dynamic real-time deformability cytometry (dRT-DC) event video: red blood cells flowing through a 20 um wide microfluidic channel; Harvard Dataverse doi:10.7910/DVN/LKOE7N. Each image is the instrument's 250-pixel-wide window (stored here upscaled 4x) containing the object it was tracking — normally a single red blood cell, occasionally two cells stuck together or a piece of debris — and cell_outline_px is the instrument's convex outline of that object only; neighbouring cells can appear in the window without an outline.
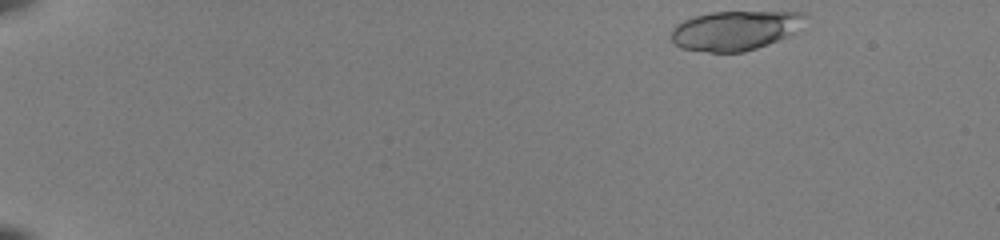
{"species": "common noctule bat (a hibernating species)", "species_latin": "Nyctalus noctula", "temperature_condition": "room temperature", "stored_images_in_passage": 46, "camera_frame_rate_fps": 3000, "um_per_image_px": 0.085, "animal": {"sex": "female", "body_mass_g": 22.0, "forearm_length_mm": 56.7}, "frame": {"image": 1, "passage_image": 1, "time_ms": 0.0, "image_size_px": [1000, 240], "cell_outline_px": [[808, 16], [796, 32], [768, 44], [744, 52], [708, 52], [680, 48], [672, 40], [672, 28], [676, 24], [684, 20], [696, 16], [712, 12], [800, 12]], "centroid_in_image_um": [62.48, 2.59], "position_along_channel_um": 22.5, "area_um2": 30.63}}